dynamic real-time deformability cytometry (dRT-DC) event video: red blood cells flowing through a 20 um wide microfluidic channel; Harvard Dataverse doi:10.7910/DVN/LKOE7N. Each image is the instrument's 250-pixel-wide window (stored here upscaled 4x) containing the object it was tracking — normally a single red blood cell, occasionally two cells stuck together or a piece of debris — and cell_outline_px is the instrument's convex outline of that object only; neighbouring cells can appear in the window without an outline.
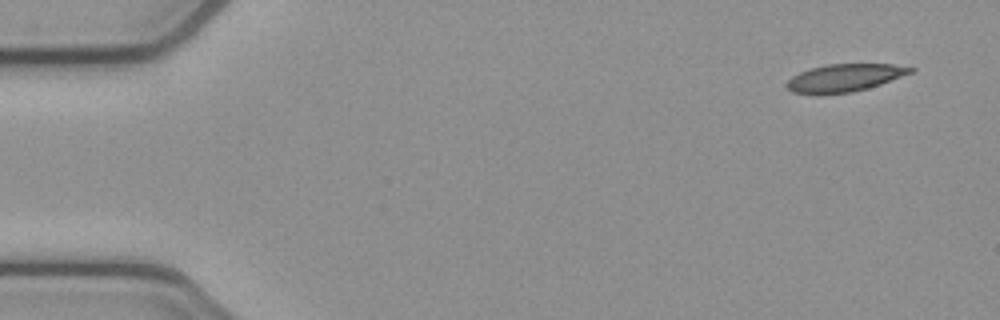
{"species": "common noctule bat (a hibernating species)", "species_latin": "Nyctalus noctula", "temperature_condition": "cold", "stored_images_in_passage": 7, "camera_frame_rate_fps": 3000, "um_per_image_px": 0.085, "animal": {"sex": "female", "body_mass_g": 21.9}, "frame": {"image": 1, "passage_image": 1, "time_ms": 0.0, "image_size_px": [1000, 320], "cell_outline_px": [[916, 68], [912, 72], [880, 84], [868, 88], [852, 92], [816, 96], [792, 92], [784, 84], [792, 76], [800, 72], [812, 68], [828, 64], [892, 64]], "centroid_in_image_um": [71.72, 6.64], "position_along_channel_um": 13.3, "area_um2": 20.11}}
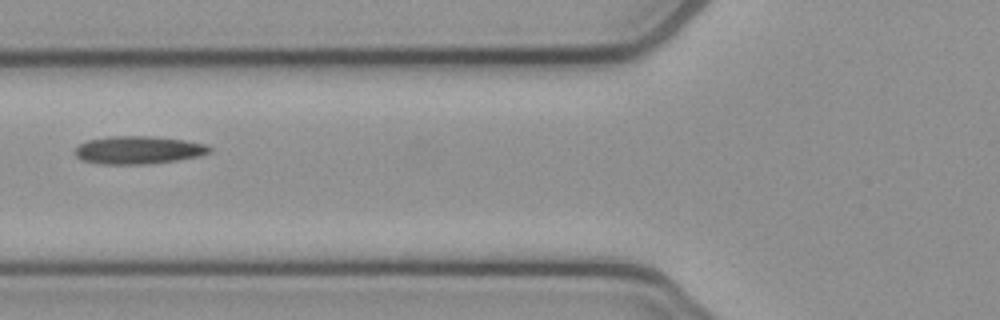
{"frame": {"image": 2, "passage_image": 6, "time_ms": 1.667, "image_size_px": [1000, 320], "cell_outline_px": [[212, 152], [200, 156], [176, 160], [148, 164], [100, 164], [80, 160], [76, 156], [76, 148], [80, 144], [88, 140], [108, 136], [148, 136], [184, 140], [204, 144], [212, 148]], "centroid_in_image_um": [11.76, 12.76], "position_along_channel_um": 114.0, "area_um2": 21.85}}
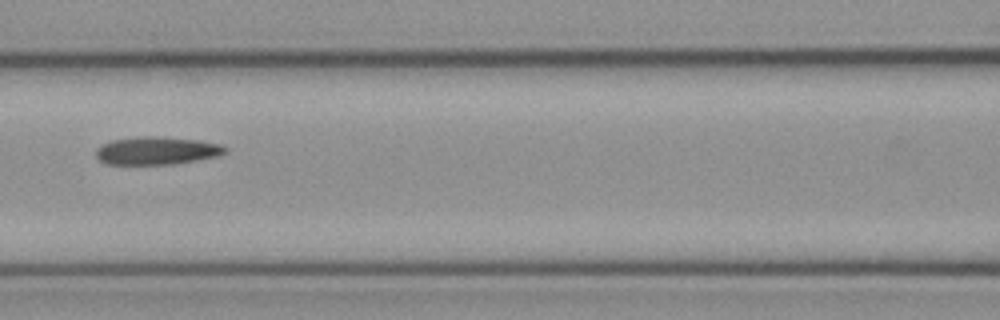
{"frame": {"image": 3, "passage_image": 7, "time_ms": 2.0, "image_size_px": [1000, 320], "cell_outline_px": [[228, 152], [220, 156], [176, 164], [104, 164], [96, 156], [96, 148], [100, 144], [112, 140], [136, 136], [156, 136], [200, 140], [220, 144], [228, 148]], "centroid_in_image_um": [13.34, 12.8], "position_along_channel_um": 153.3, "area_um2": 21.39}}